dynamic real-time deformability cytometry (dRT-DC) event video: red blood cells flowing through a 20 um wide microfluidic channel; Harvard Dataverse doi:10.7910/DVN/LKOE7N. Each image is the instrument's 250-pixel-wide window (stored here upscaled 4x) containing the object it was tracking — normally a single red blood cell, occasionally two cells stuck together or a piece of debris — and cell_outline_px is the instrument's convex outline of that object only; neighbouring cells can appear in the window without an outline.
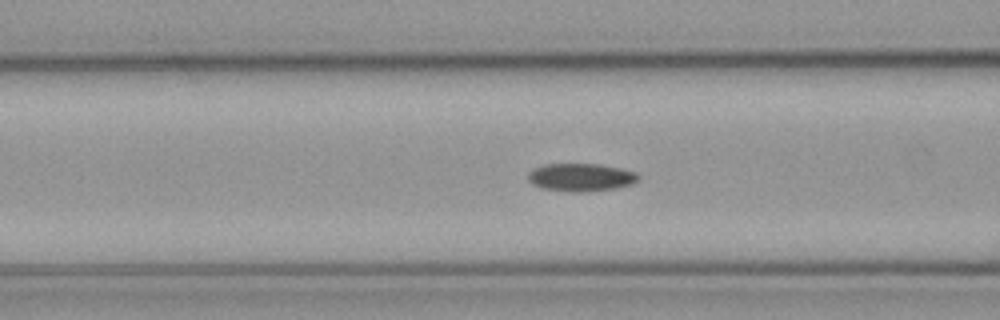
{"species": "common noctule bat (a hibernating species)", "species_latin": "Nyctalus noctula", "temperature_condition": "cold", "stored_images_in_passage": 49, "camera_frame_rate_fps": 3000, "um_per_image_px": 0.085, "animal": {"sex": "male", "body_mass_g": 23.1, "forearm_length_mm": 52.7}, "frame": {"image": 1, "passage_image": 13, "time_ms": 4.0, "image_size_px": [1000, 320], "cell_outline_px": [[640, 176], [632, 184], [616, 188], [580, 192], [572, 192], [540, 188], [532, 184], [528, 180], [528, 172], [544, 164], [600, 164], [620, 168], [636, 172]], "centroid_in_image_um": [49.36, 15.07], "position_along_channel_um": 117.2, "area_um2": 17.92}}
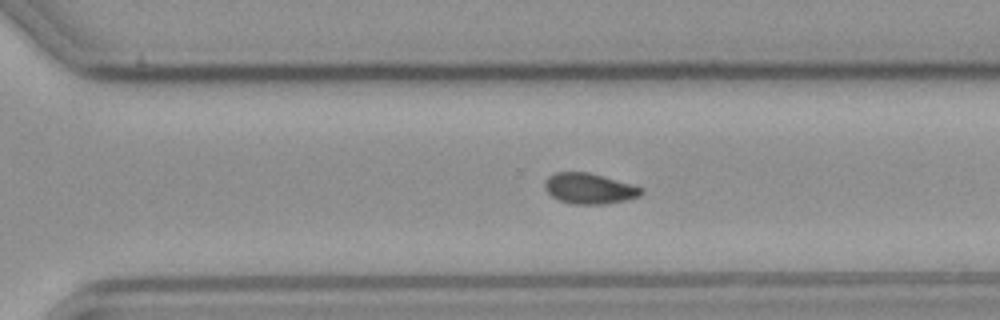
{"frame": {"image": 2, "passage_image": 30, "time_ms": 9.667, "image_size_px": [1000, 320], "cell_outline_px": [[644, 192], [640, 196], [608, 204], [572, 204], [560, 200], [552, 196], [544, 188], [544, 180], [548, 176], [556, 172], [588, 172], [604, 176], [632, 184], [644, 188]], "centroid_in_image_um": [50.1, 16.02], "position_along_channel_um": 320.5, "area_um2": 17.34}}
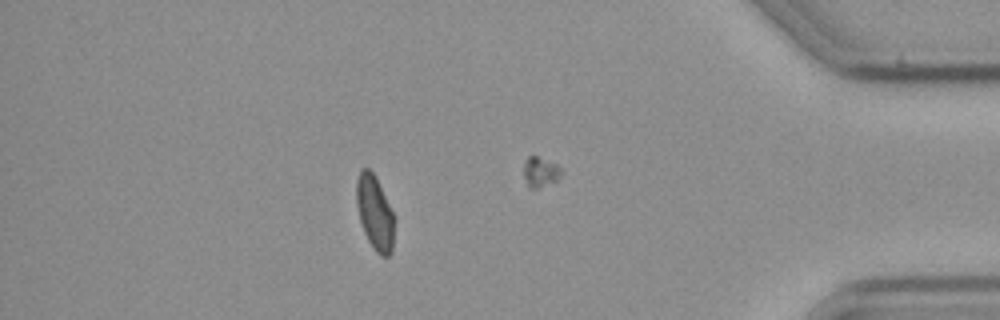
{"frame": {"image": 3, "passage_image": 41, "time_ms": 13.333, "image_size_px": [1000, 320], "cell_outline_px": [[396, 220], [392, 252], [388, 256], [380, 256], [376, 252], [368, 240], [364, 232], [360, 220], [356, 204], [356, 180], [360, 168], [368, 168], [376, 176]], "centroid_in_image_um": [31.87, 18.09], "position_along_channel_um": 403.3, "area_um2": 16.7}, "authors_computed_cell_mechanics": {"area_um2": 17.34, "velocity_mm_per_s": 3.5948, "shape_relaxation_time_tau1_ms": 5.7782, "shape_relaxation_time_tau2_ms": 6.2026, "deformation_change_tau1": 0.1191, "deformation_change_tau2": 0.0842}}